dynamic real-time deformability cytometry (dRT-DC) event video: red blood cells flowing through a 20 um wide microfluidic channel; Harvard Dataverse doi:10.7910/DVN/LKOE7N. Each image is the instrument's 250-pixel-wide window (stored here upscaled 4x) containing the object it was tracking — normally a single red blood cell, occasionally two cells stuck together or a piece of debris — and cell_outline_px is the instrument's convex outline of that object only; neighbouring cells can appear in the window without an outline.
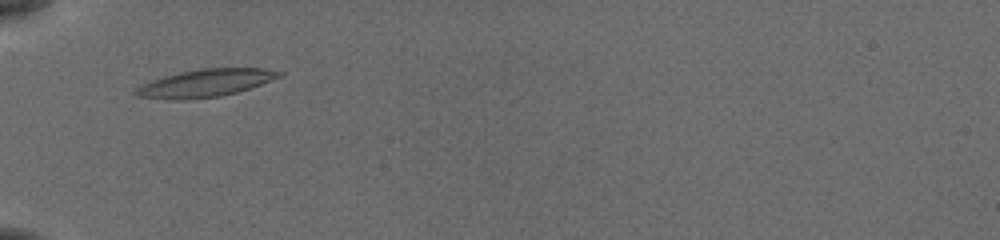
{"species": "common noctule bat (a hibernating species)", "species_latin": "Nyctalus noctula", "temperature_condition": "cold", "stored_images_in_passage": 4, "camera_frame_rate_fps": 3000, "um_per_image_px": 0.085, "animal": {"sex": "female", "body_mass_g": 19.5, "forearm_length_mm": 54.1}, "frame": {"image": 1, "passage_image": 3, "time_ms": 0.667, "image_size_px": [1000, 240], "cell_outline_px": [[284, 76], [236, 92], [220, 96], [176, 100], [136, 96], [132, 92], [136, 88], [152, 80], [180, 72], [204, 68], [260, 68], [284, 72]], "centroid_in_image_um": [17.47, 7.05], "position_along_channel_um": 67.5, "area_um2": 22.72}}